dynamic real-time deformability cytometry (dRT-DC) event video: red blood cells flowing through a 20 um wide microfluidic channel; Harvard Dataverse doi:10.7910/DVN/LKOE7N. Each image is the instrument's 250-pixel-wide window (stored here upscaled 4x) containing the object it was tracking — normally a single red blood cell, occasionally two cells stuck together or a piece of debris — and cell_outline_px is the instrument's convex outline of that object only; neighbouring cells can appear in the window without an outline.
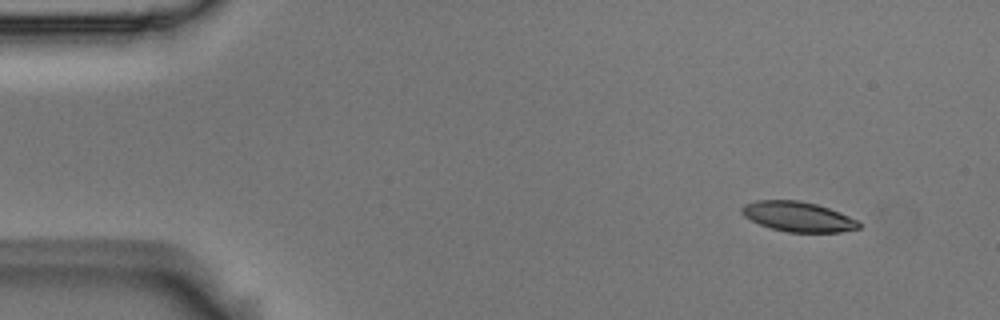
{"species": "Egyptian fruit bat (a non-hibernating species)", "species_latin": "Rousettus aegyptiacus", "temperature_condition": "room temperature", "stored_images_in_passage": 5, "camera_frame_rate_fps": 3000, "um_per_image_px": 0.085, "animal": {"sex": "male"}, "frame": {"image": 1, "passage_image": 2, "time_ms": 0.333, "image_size_px": [1000, 320], "cell_outline_px": [[864, 224], [860, 228], [840, 232], [788, 232], [772, 228], [760, 224], [744, 216], [740, 212], [740, 208], [744, 204], [756, 200], [800, 200], [816, 204], [840, 212], [860, 220]], "centroid_in_image_um": [67.88, 18.41], "position_along_channel_um": 17.1, "area_um2": 20.63}}